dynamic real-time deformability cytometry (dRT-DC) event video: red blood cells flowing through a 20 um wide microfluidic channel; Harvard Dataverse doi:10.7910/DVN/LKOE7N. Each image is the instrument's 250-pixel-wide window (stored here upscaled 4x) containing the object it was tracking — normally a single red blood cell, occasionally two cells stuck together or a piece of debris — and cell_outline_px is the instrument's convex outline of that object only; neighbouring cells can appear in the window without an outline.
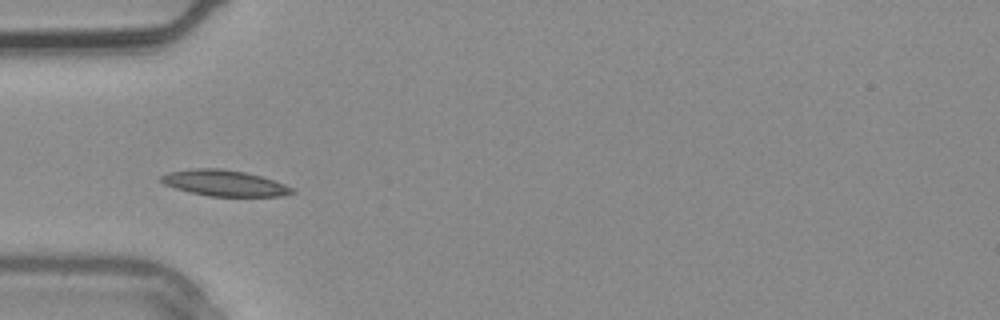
{"species": "common noctule bat (a hibernating species)", "species_latin": "Nyctalus noctula", "temperature_condition": "warm", "stored_images_in_passage": 2, "camera_frame_rate_fps": 3000, "um_per_image_px": 0.085, "animal": {"sex": "male", "body_mass_g": 20.4}, "frame": {"image": 1, "passage_image": 2, "time_ms": 0.333, "image_size_px": [1000, 320], "cell_outline_px": [[296, 192], [280, 196], [208, 196], [176, 188], [164, 184], [160, 180], [160, 176], [168, 172], [192, 168], [220, 168], [244, 172], [260, 176], [284, 184], [292, 188]], "centroid_in_image_um": [19.04, 15.55], "position_along_channel_um": 66.0, "area_um2": 19.59}}